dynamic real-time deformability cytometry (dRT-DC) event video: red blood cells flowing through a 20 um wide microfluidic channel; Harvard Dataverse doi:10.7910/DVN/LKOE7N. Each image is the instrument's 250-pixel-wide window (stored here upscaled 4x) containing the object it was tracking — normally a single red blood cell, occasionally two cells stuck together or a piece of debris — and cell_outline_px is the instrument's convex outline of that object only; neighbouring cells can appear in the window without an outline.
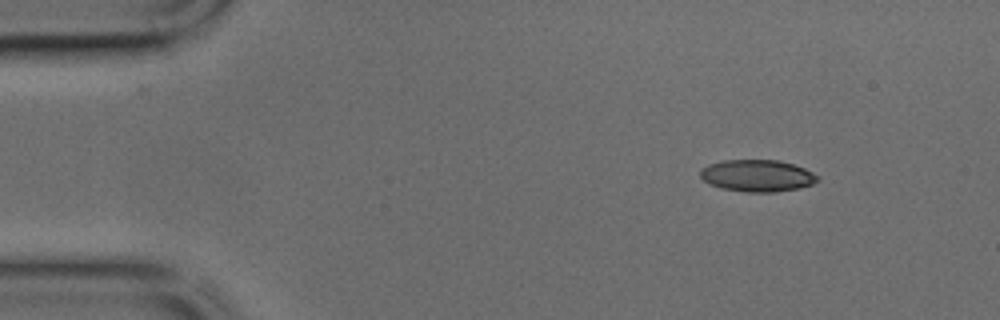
{"species": "common noctule bat (a hibernating species)", "species_latin": "Nyctalus noctula", "temperature_condition": "cold", "stored_images_in_passage": 40, "camera_frame_rate_fps": 3000, "um_per_image_px": 0.085, "animal": {"sex": "male", "body_mass_g": 17.9, "forearm_length_mm": 54.2}, "frame": {"image": 1, "passage_image": 1, "time_ms": 0.0, "image_size_px": [1000, 320], "cell_outline_px": [[820, 180], [812, 184], [800, 188], [776, 192], [748, 192], [724, 188], [708, 184], [700, 176], [700, 168], [708, 164], [724, 160], [776, 160], [792, 164], [804, 168], [820, 176]], "centroid_in_image_um": [64.38, 14.93], "position_along_channel_um": 20.6, "area_um2": 21.85}}
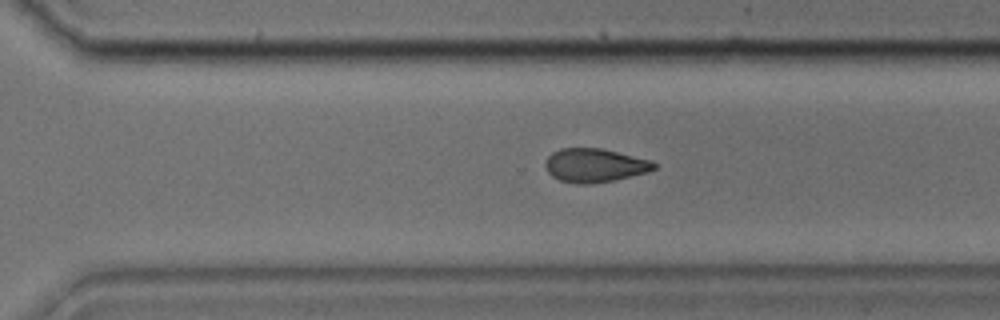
{"frame": {"image": 2, "passage_image": 26, "time_ms": 8.333, "image_size_px": [1000, 320], "cell_outline_px": [[656, 168], [648, 172], [612, 180], [592, 184], [576, 184], [560, 180], [552, 176], [548, 172], [544, 164], [548, 156], [552, 152], [560, 148], [600, 148], [652, 160], [656, 164]], "centroid_in_image_um": [50.53, 14.05], "position_along_channel_um": 320.1, "area_um2": 21.33}}
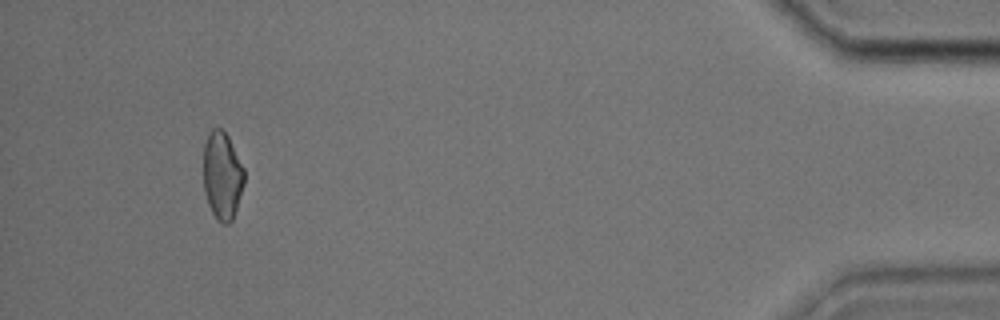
{"frame": {"image": 3, "passage_image": 37, "time_ms": 12.0, "image_size_px": [1000, 320], "cell_outline_px": [[244, 184], [232, 220], [228, 224], [224, 224], [216, 220], [208, 204], [204, 192], [204, 144], [208, 132], [212, 128], [220, 128], [228, 136], [244, 168]], "centroid_in_image_um": [18.88, 14.93], "position_along_channel_um": 416.3, "area_um2": 20.87}}